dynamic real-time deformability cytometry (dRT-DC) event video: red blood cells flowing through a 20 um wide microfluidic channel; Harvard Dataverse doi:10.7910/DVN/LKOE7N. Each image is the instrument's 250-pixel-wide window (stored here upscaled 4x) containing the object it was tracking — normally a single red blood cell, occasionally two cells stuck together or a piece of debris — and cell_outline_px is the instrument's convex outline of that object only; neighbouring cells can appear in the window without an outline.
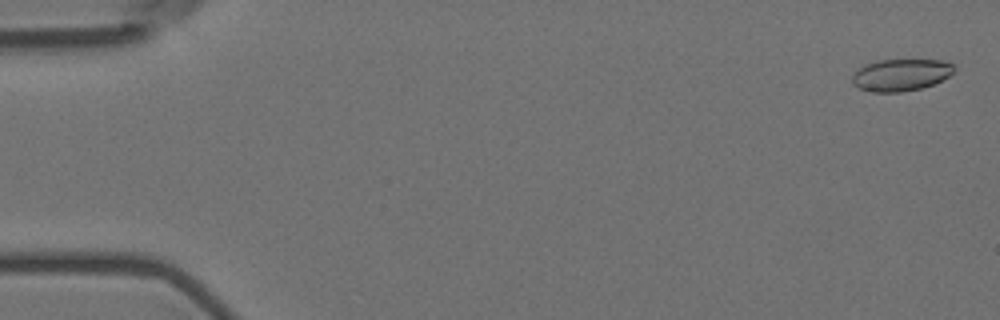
{"species": "Egyptian fruit bat (a non-hibernating species)", "species_latin": "Rousettus aegyptiacus", "temperature_condition": "room temperature", "stored_images_in_passage": 58, "camera_frame_rate_fps": 3000, "um_per_image_px": 0.085, "animal": {"sex": "female"}, "frame": {"image": 1, "passage_image": 2, "time_ms": 0.333, "image_size_px": [1000, 320], "cell_outline_px": [[956, 68], [948, 76], [932, 84], [920, 88], [900, 92], [872, 92], [856, 88], [852, 84], [852, 76], [864, 64], [876, 60], [944, 60], [956, 64]], "centroid_in_image_um": [76.55, 6.36], "position_along_channel_um": 8.4, "area_um2": 19.07}}
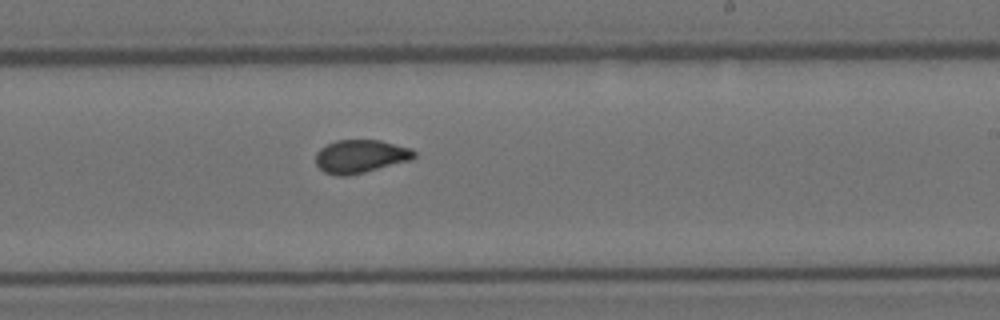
{"frame": {"image": 2, "passage_image": 35, "time_ms": 11.333, "image_size_px": [1000, 320], "cell_outline_px": [[416, 156], [412, 160], [348, 176], [336, 176], [324, 172], [316, 164], [316, 152], [320, 148], [336, 140], [380, 140], [412, 148], [416, 152]], "centroid_in_image_um": [30.66, 13.29], "position_along_channel_um": 258.3, "area_um2": 19.19}}
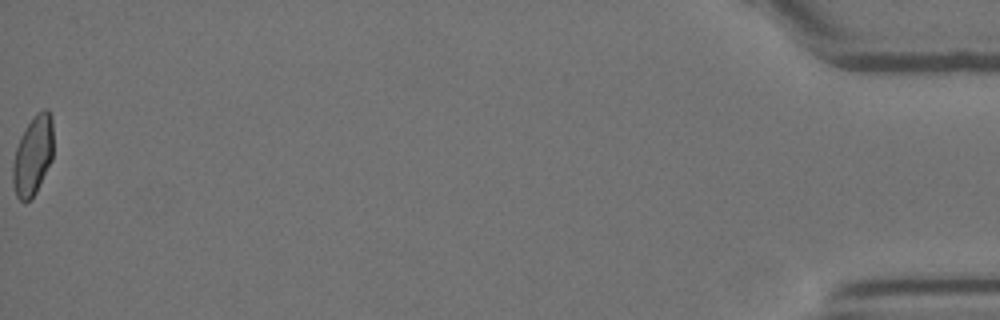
{"frame": {"image": 3, "passage_image": 58, "time_ms": 19.0, "image_size_px": [1000, 320], "cell_outline_px": [[52, 160], [32, 200], [24, 204], [16, 196], [12, 180], [12, 168], [16, 148], [20, 136], [36, 112], [44, 108], [48, 108], [52, 116]], "centroid_in_image_um": [2.79, 13.24], "position_along_channel_um": 432.4, "area_um2": 18.96}, "authors_computed_cell_mechanics": {"area_um2": 19.1896, "velocity_mm_per_s": 3.5727, "shape_relaxation_time_tau1_ms": null, "shape_relaxation_time_tau2_ms": 1.2719, "deformation_change_tau1": null, "deformation_change_tau2": 0.0614}}